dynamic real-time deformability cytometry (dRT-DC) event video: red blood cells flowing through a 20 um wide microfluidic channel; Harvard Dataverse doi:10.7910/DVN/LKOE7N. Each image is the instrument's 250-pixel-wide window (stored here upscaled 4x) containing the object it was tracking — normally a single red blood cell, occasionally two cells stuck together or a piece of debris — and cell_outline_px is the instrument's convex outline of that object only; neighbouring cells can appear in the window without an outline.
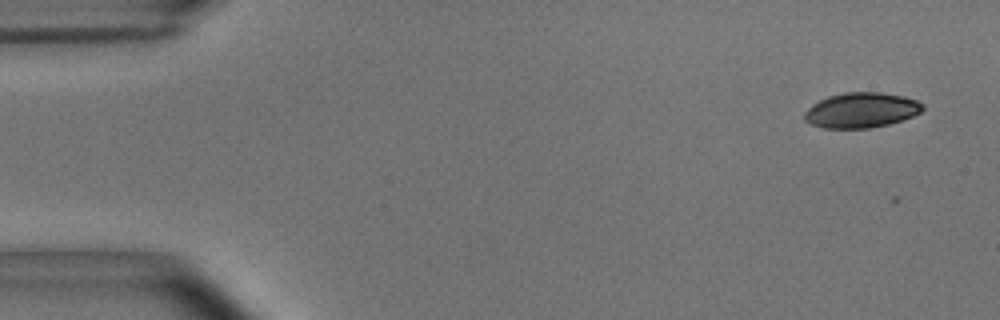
{"species": "common noctule bat (a hibernating species)", "species_latin": "Nyctalus noctula", "temperature_condition": "room temperature", "stored_images_in_passage": 7, "camera_frame_rate_fps": 3000, "um_per_image_px": 0.085, "animal": {"sex": "male", "body_mass_g": 15.6}, "frame": {"image": 1, "passage_image": 1, "time_ms": 0.0, "image_size_px": [1000, 320], "cell_outline_px": [[924, 108], [920, 112], [912, 116], [888, 124], [872, 128], [824, 128], [812, 124], [804, 120], [804, 112], [812, 104], [828, 96], [844, 92], [880, 92], [904, 96], [916, 100], [924, 104]], "centroid_in_image_um": [73.2, 9.36], "position_along_channel_um": 11.8, "area_um2": 24.22}}